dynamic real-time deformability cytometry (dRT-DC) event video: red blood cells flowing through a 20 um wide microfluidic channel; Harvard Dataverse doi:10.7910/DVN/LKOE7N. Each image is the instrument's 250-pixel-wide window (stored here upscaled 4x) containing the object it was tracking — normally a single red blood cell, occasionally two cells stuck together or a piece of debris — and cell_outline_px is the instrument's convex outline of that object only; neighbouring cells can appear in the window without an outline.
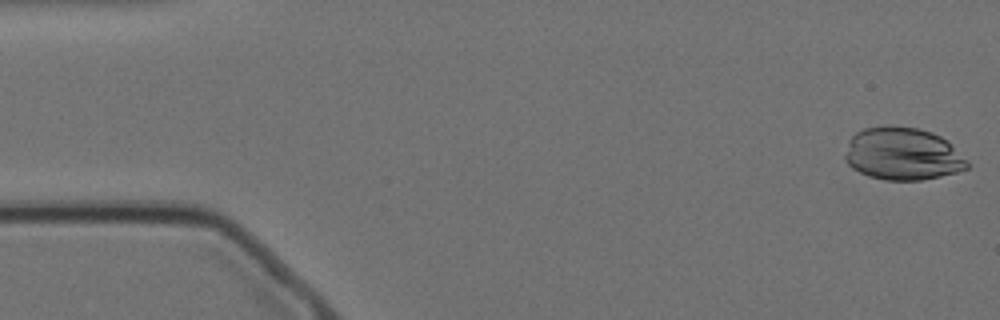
{"species": "Egyptian fruit bat (a non-hibernating species)", "species_latin": "Rousettus aegyptiacus", "temperature_condition": "cold", "stored_images_in_passage": 56, "camera_frame_rate_fps": 3000, "um_per_image_px": 0.085, "animal": {"sex": "female"}, "frame": {"image": 1, "passage_image": 1, "time_ms": 0.0, "image_size_px": [1000, 320], "cell_outline_px": [[968, 168], [956, 172], [940, 176], [920, 180], [884, 180], [868, 176], [852, 168], [844, 160], [844, 156], [848, 140], [856, 132], [864, 128], [888, 124], [920, 128], [932, 132], [948, 140], [968, 160]], "centroid_in_image_um": [76.71, 13.06], "position_along_channel_um": 8.3, "area_um2": 38.03}}
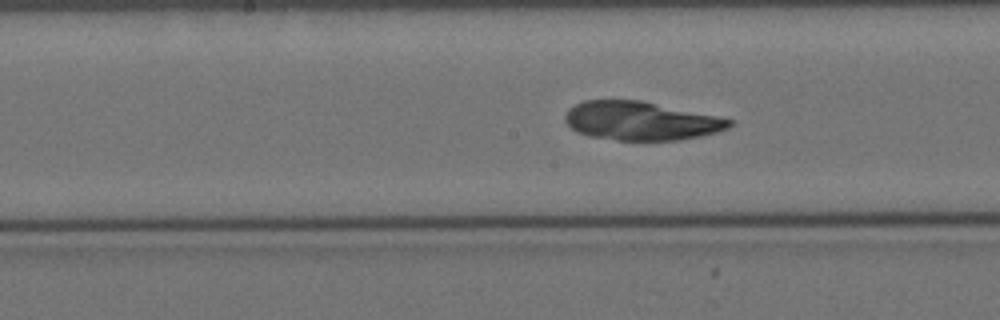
{"frame": {"image": 2, "passage_image": 27, "time_ms": 8.667, "image_size_px": [1000, 320], "cell_outline_px": [[732, 124], [728, 128], [716, 132], [700, 136], [680, 140], [616, 140], [588, 136], [576, 132], [564, 120], [564, 116], [568, 108], [584, 100], [640, 100], [716, 116], [732, 120]], "centroid_in_image_um": [54.42, 10.28], "position_along_channel_um": 193.8, "area_um2": 36.88}}
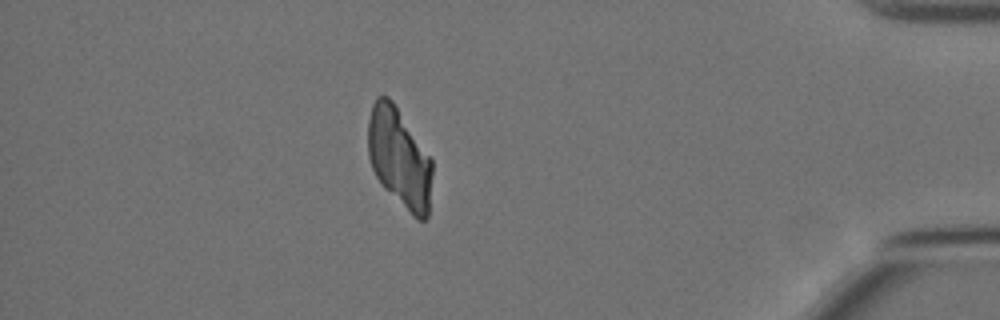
{"frame": {"image": 3, "passage_image": 49, "time_ms": 16.0, "image_size_px": [1000, 320], "cell_outline_px": [[432, 172], [428, 216], [424, 220], [420, 220], [412, 216], [380, 184], [372, 168], [368, 156], [368, 120], [372, 104], [376, 96], [388, 96], [392, 100], [432, 160]], "centroid_in_image_um": [33.92, 13.43], "position_along_channel_um": 401.3, "area_um2": 37.11}}